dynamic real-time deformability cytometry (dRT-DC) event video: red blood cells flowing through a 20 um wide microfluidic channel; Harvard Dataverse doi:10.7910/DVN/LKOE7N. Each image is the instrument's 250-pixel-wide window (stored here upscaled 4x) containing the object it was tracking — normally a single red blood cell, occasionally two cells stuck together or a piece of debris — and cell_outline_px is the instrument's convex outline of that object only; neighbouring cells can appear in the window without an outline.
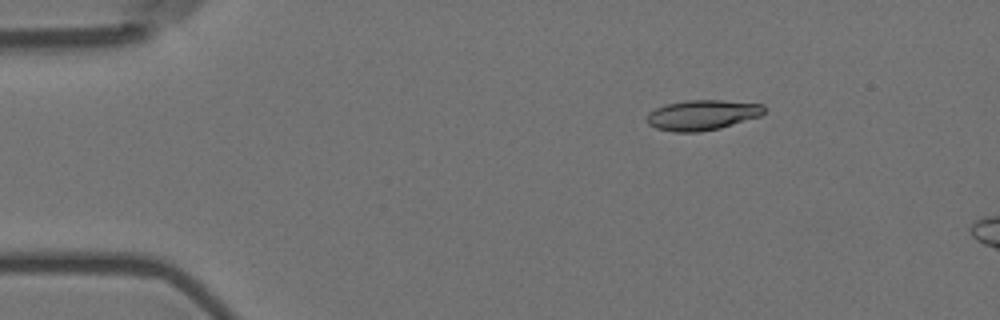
{"species": "Egyptian fruit bat (a non-hibernating species)", "species_latin": "Rousettus aegyptiacus", "temperature_condition": "room temperature", "stored_images_in_passage": 4, "camera_frame_rate_fps": 3000, "um_per_image_px": 0.085, "animal": {"sex": "female"}, "frame": {"image": 1, "passage_image": 2, "time_ms": 0.333, "image_size_px": [1000, 320], "cell_outline_px": [[764, 112], [760, 116], [720, 128], [700, 132], [672, 132], [656, 128], [648, 124], [648, 112], [656, 108], [668, 104], [688, 100], [724, 100], [764, 104]], "centroid_in_image_um": [59.7, 9.78], "position_along_channel_um": 25.3, "area_um2": 20.58}}